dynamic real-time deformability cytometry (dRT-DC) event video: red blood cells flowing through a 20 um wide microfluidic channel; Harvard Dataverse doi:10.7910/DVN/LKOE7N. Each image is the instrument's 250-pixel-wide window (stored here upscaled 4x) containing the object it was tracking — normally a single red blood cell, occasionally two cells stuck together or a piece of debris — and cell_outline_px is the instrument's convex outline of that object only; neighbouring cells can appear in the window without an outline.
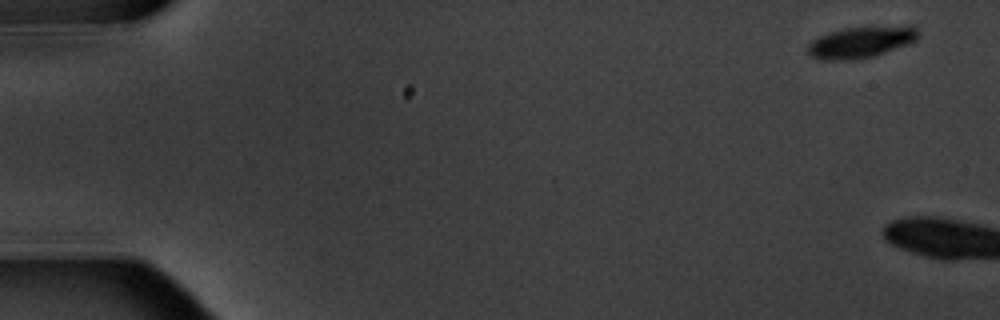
{"species": "common noctule bat (a hibernating species)", "species_latin": "Nyctalus noctula", "temperature_condition": "warm", "stored_images_in_passage": 2, "camera_frame_rate_fps": 3000, "um_per_image_px": 0.085, "animal": {"sex": "male", "body_mass_g": 20.1, "forearm_length_mm": 53.5}, "frame": {"image": 1, "passage_image": 1, "time_ms": 0.0, "image_size_px": [1000, 320], "cell_outline_px": [[916, 40], [884, 52], [872, 56], [848, 60], [820, 60], [812, 56], [808, 52], [808, 44], [812, 40], [820, 36], [844, 28], [908, 24], [916, 28]], "centroid_in_image_um": [73.16, 3.56], "position_along_channel_um": 11.8, "area_um2": 19.94}}